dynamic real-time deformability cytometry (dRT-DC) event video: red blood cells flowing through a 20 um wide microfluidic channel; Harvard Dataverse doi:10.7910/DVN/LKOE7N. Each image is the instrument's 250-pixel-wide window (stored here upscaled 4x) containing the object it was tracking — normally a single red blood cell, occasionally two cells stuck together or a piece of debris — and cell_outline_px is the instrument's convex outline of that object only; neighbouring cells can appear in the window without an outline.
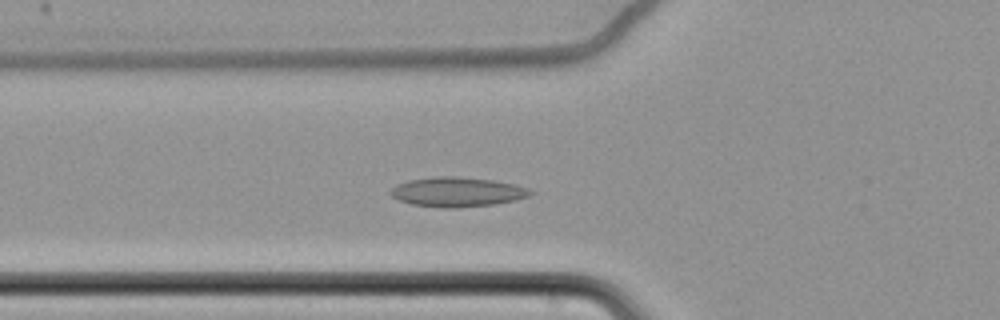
{"species": "common noctule bat (a hibernating species)", "species_latin": "Nyctalus noctula", "temperature_condition": "cold", "stored_images_in_passage": 59, "camera_frame_rate_fps": 3000, "um_per_image_px": 0.085, "animal": {"sex": "female", "body_mass_g": 22.7, "forearm_length_mm": 54.2}, "frame": {"image": 1, "passage_image": 21, "time_ms": 6.667, "image_size_px": [1000, 320], "cell_outline_px": [[536, 192], [528, 196], [516, 200], [492, 204], [456, 208], [440, 208], [412, 204], [400, 200], [392, 196], [388, 192], [396, 184], [408, 180], [436, 176], [456, 176], [492, 180], [512, 184], [528, 188]], "centroid_in_image_um": [38.84, 16.31], "position_along_channel_um": 87.0, "area_um2": 24.1}}
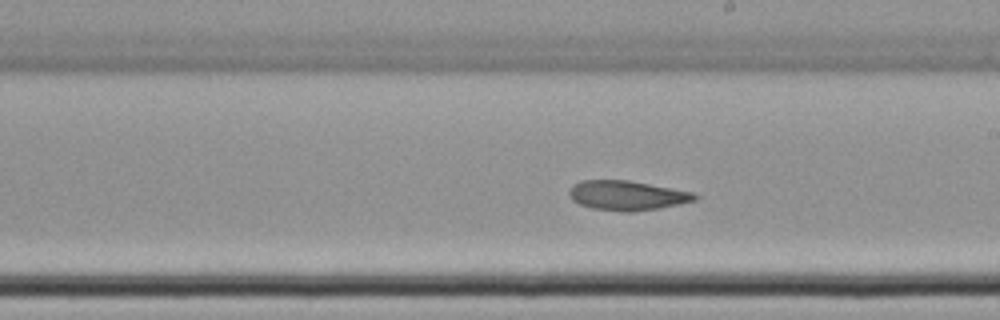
{"frame": {"image": 2, "passage_image": 34, "time_ms": 11.0, "image_size_px": [1000, 320], "cell_outline_px": [[700, 196], [696, 200], [656, 208], [632, 212], [620, 212], [592, 208], [580, 204], [572, 200], [568, 196], [568, 192], [572, 184], [580, 180], [628, 180], [692, 192]], "centroid_in_image_um": [53.23, 16.61], "position_along_channel_um": 235.8, "area_um2": 21.62}}
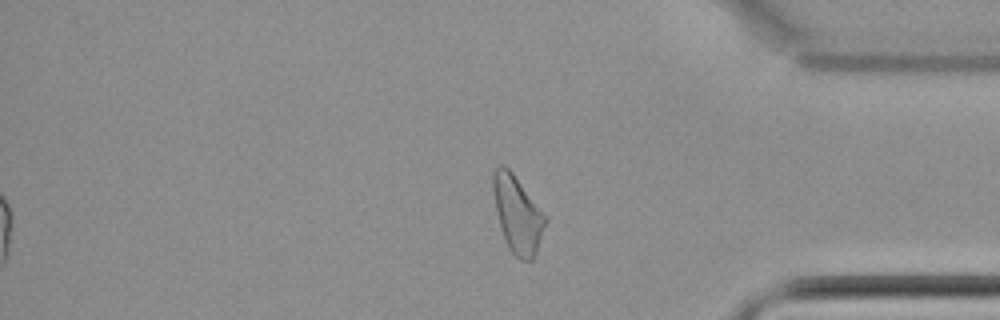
{"frame": {"image": 3, "passage_image": 49, "time_ms": 16.0, "image_size_px": [1000, 320], "cell_outline_px": [[548, 220], [536, 252], [532, 260], [520, 260], [508, 248], [496, 212], [492, 192], [492, 176], [496, 168], [500, 164], [504, 164], [512, 172], [548, 216]], "centroid_in_image_um": [44.0, 18.19], "position_along_channel_um": 391.2, "area_um2": 23.52}, "authors_computed_cell_mechanics": {"area_um2": 23.6402, "velocity_mm_per_s": 3.4446, "shape_relaxation_time_tau1_ms": null, "shape_relaxation_time_tau2_ms": 6.7331, "deformation_change_tau1": null, "deformation_change_tau2": 0.1231}}